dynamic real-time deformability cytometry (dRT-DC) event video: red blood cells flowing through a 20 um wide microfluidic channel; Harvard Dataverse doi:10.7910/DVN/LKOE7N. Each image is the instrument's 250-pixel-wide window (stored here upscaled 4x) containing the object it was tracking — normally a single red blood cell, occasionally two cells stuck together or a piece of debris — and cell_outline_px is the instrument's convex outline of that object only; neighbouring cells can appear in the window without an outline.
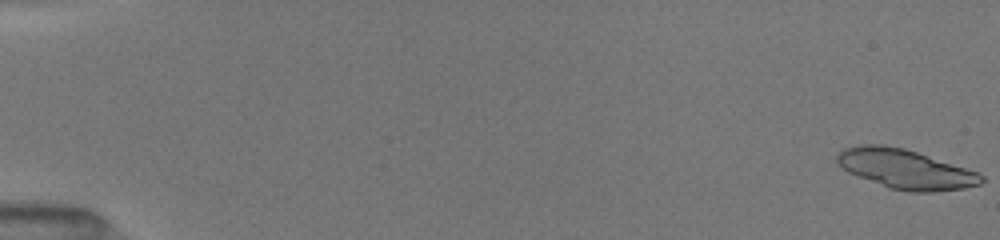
{"species": "common noctule bat (a hibernating species)", "species_latin": "Nyctalus noctula", "temperature_condition": "room temperature", "stored_images_in_passage": 40, "camera_frame_rate_fps": 3000, "um_per_image_px": 0.085, "animal": {"sex": "female", "body_mass_g": 19.5, "forearm_length_mm": 54.1}, "frame": {"image": 1, "passage_image": 1, "time_ms": 0.0, "image_size_px": [1000, 240], "cell_outline_px": [[984, 180], [980, 184], [964, 188], [932, 192], [908, 192], [888, 188], [848, 172], [836, 160], [836, 156], [844, 148], [860, 144], [884, 144], [904, 148], [976, 172], [984, 176]], "centroid_in_image_um": [76.93, 14.37], "position_along_channel_um": 8.1, "area_um2": 32.83}}
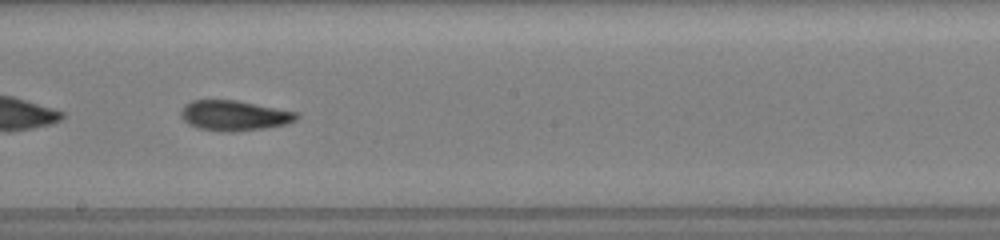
{"frame": {"image": 2, "passage_image": 27, "time_ms": 10.0, "image_size_px": [1000, 240], "cell_outline_px": [[300, 116], [296, 120], [288, 124], [264, 128], [232, 132], [220, 132], [196, 128], [188, 124], [180, 116], [180, 112], [184, 104], [192, 100], [236, 100], [296, 112]], "centroid_in_image_um": [19.87, 9.83], "position_along_channel_um": 228.3, "area_um2": 20.52}}
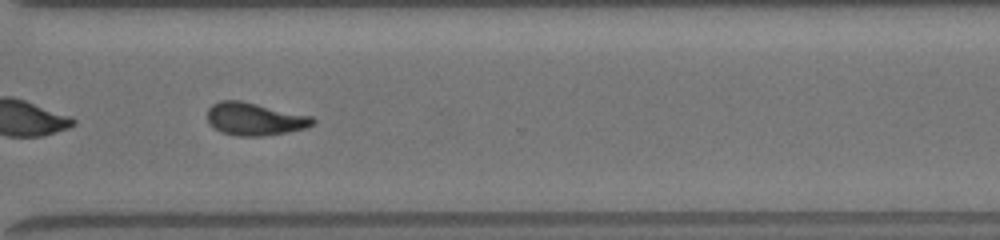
{"frame": {"image": 3, "passage_image": 35, "time_ms": 13.0, "image_size_px": [1000, 240], "cell_outline_px": [[316, 120], [308, 128], [288, 132], [260, 136], [236, 136], [220, 132], [208, 120], [208, 108], [212, 104], [220, 100], [240, 100], [312, 116]], "centroid_in_image_um": [21.66, 10.11], "position_along_channel_um": 348.9, "area_um2": 20.06}, "authors_computed_cell_mechanics": {"area_um2": 20.4323, "velocity_mm_per_s": 4.0315, "shape_relaxation_time_tau1_ms": 8.5467, "shape_relaxation_time_tau2_ms": 2.6624, "deformation_change_tau1": 0.2678, "deformation_change_tau2": 0.1031}}